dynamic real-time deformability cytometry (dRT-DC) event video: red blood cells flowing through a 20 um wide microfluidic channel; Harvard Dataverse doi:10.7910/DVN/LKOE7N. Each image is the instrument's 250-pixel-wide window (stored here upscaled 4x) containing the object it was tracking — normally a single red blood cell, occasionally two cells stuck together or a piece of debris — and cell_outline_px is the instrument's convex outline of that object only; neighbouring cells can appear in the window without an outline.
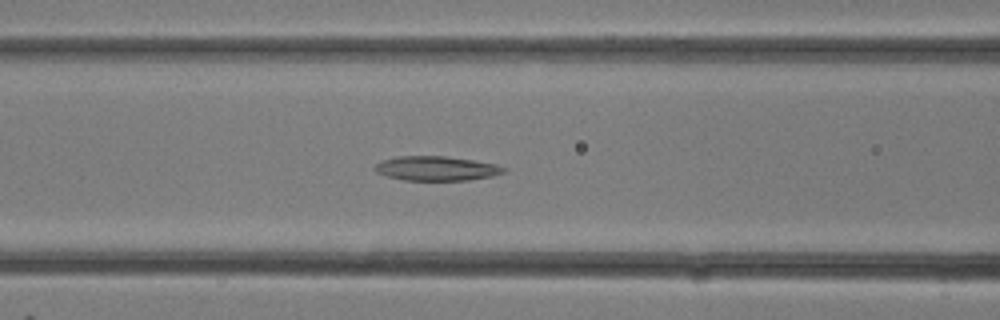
{"species": "common noctule bat (a hibernating species)", "species_latin": "Nyctalus noctula", "temperature_condition": "room temperature", "stored_images_in_passage": 32, "camera_frame_rate_fps": 3000, "um_per_image_px": 0.085, "animal": {"sex": "female"}, "frame": {"image": 1, "passage_image": 13, "time_ms": 4.0, "image_size_px": [1000, 320], "cell_outline_px": [[504, 172], [492, 176], [468, 180], [404, 180], [388, 176], [376, 172], [372, 168], [376, 164], [384, 160], [396, 156], [444, 156], [472, 160], [496, 164], [504, 168]], "centroid_in_image_um": [37.06, 14.31], "position_along_channel_um": 129.5, "area_um2": 18.15}}
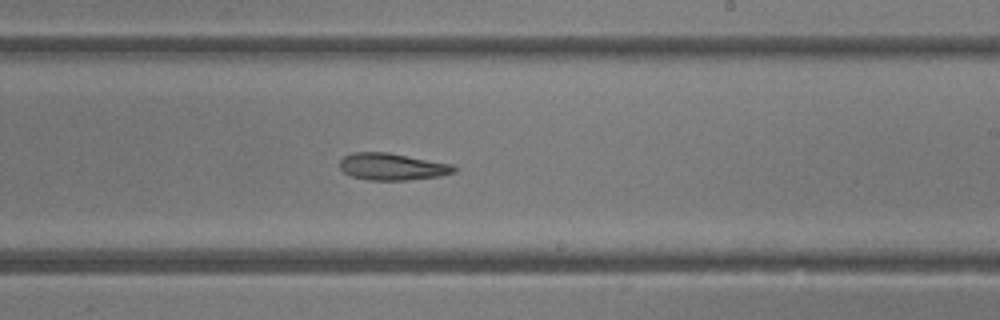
{"frame": {"image": 2, "passage_image": 19, "time_ms": 6.0, "image_size_px": [1000, 320], "cell_outline_px": [[456, 172], [440, 176], [408, 180], [368, 180], [352, 176], [344, 172], [340, 168], [340, 160], [344, 156], [352, 152], [388, 152], [452, 164], [456, 168]], "centroid_in_image_um": [33.34, 14.16], "position_along_channel_um": 255.7, "area_um2": 17.98}}
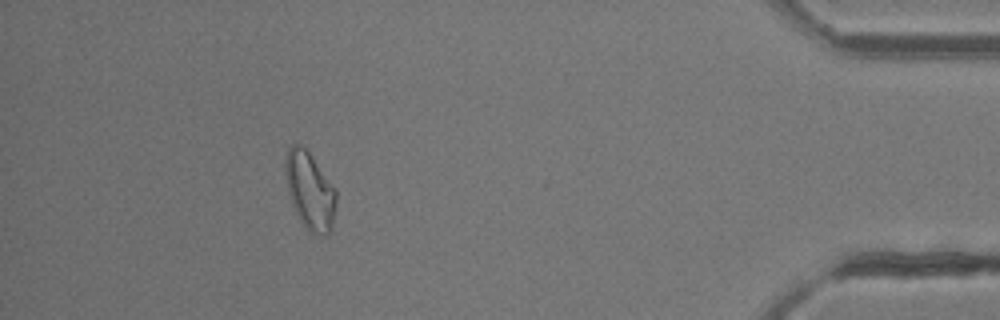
{"frame": {"image": 3, "passage_image": 29, "time_ms": 9.333, "image_size_px": [1000, 320], "cell_outline_px": [[336, 204], [332, 228], [324, 236], [320, 236], [308, 232], [300, 220], [292, 204], [288, 192], [284, 164], [288, 148], [292, 144], [300, 144], [308, 152], [336, 188]], "centroid_in_image_um": [26.34, 16.24], "position_along_channel_um": 408.9, "area_um2": 22.95}}